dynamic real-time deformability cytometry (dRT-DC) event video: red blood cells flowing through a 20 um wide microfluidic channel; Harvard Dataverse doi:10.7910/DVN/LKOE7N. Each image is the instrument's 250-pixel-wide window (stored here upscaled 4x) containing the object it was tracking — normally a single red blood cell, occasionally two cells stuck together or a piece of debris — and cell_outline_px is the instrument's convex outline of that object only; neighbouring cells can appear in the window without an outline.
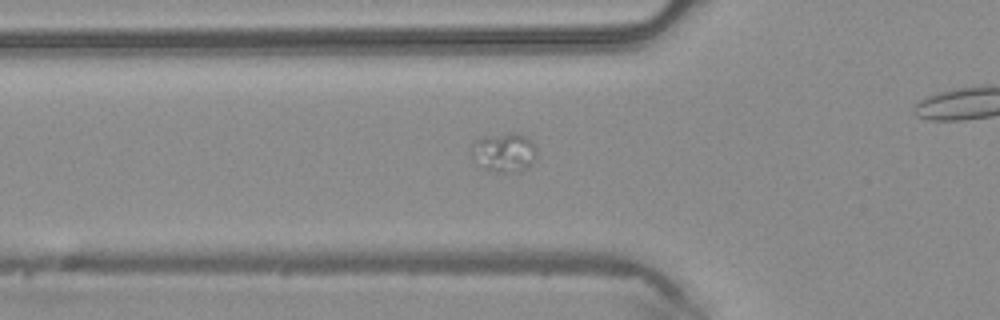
{"species": "common noctule bat (a hibernating species)", "species_latin": "Nyctalus noctula", "temperature_condition": "warm", "stored_images_in_passage": 42, "camera_frame_rate_fps": 3000, "um_per_image_px": 0.085, "animal": {"sex": "male", "body_mass_g": 20.4}, "frame": {"image": 1, "passage_image": 9, "time_ms": 2.667, "image_size_px": [1000, 320], "cell_outline_px": [[536, 156], [532, 164], [520, 172], [496, 172], [484, 168], [472, 156], [472, 140], [480, 136], [512, 132], [516, 132], [524, 136], [536, 144]], "centroid_in_image_um": [42.86, 12.93], "position_along_channel_um": 82.9, "area_um2": 15.14}}
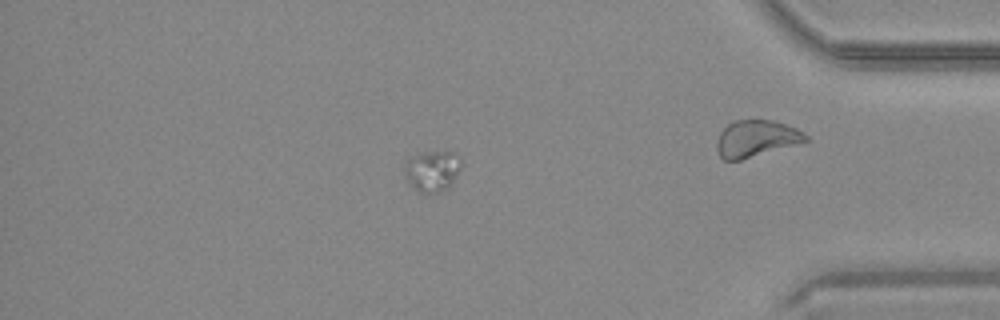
{"frame": {"image": 2, "passage_image": 34, "time_ms": 11.0, "image_size_px": [1000, 320], "cell_outline_px": [[464, 164], [452, 184], [448, 188], [440, 192], [420, 192], [408, 180], [404, 172], [404, 164], [416, 152], [456, 152], [460, 156]], "centroid_in_image_um": [36.81, 14.49], "position_along_channel_um": 398.4, "area_um2": 13.7}}
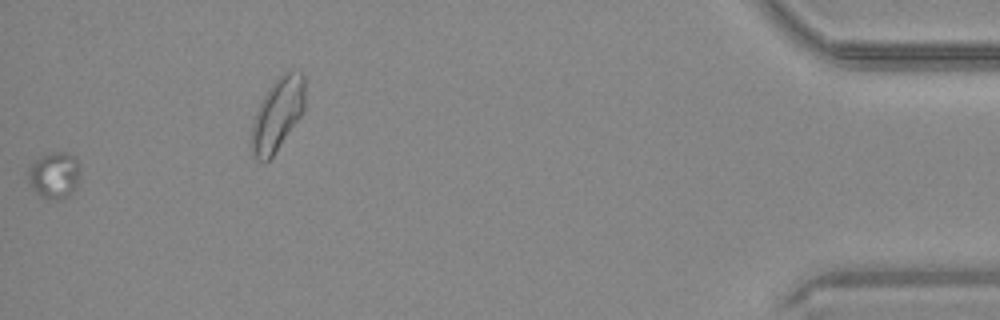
{"frame": {"image": 3, "passage_image": 41, "time_ms": 13.333, "image_size_px": [1000, 320], "cell_outline_px": [[80, 168], [76, 188], [68, 196], [56, 200], [48, 200], [40, 196], [32, 188], [28, 180], [28, 168], [40, 156], [52, 152], [68, 152], [76, 156]], "centroid_in_image_um": [4.63, 14.89], "position_along_channel_um": 430.6, "area_um2": 14.28}}